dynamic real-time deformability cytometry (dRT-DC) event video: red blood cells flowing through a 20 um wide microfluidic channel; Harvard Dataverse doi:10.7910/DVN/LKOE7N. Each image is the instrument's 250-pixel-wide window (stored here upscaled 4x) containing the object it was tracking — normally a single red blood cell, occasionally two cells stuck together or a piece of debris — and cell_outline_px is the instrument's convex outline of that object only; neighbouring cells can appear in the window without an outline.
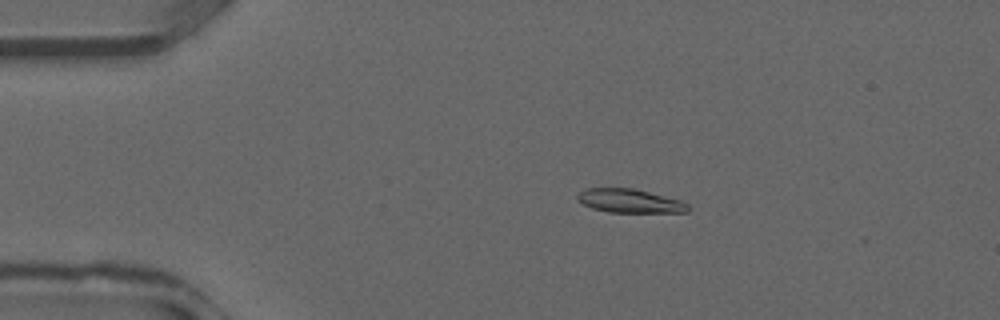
{"species": "common noctule bat (a hibernating species)", "species_latin": "Nyctalus noctula", "temperature_condition": "warm", "stored_images_in_passage": 33, "camera_frame_rate_fps": 3000, "um_per_image_px": 0.085, "animal": {"sex": "male", "forearm_length_mm": 52.5}, "frame": {"image": 1, "passage_image": 4, "time_ms": 1.0, "image_size_px": [1000, 320], "cell_outline_px": [[676, 212], [616, 212], [596, 208], [588, 204], [600, 188], [624, 188], [644, 192], [672, 200]], "centroid_in_image_um": [53.58, 17.11], "position_along_channel_um": 31.4, "area_um2": 11.5}}
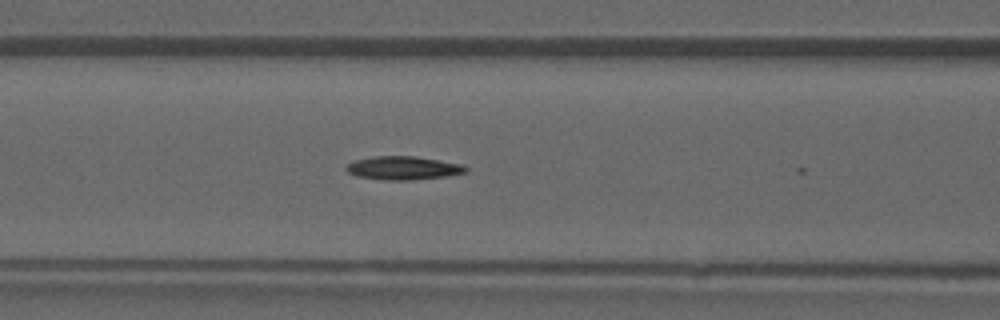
{"frame": {"image": 2, "passage_image": 12, "time_ms": 3.667, "image_size_px": [1000, 320], "cell_outline_px": [[464, 168], [460, 172], [432, 176], [368, 176], [352, 172], [348, 168], [352, 164], [364, 160], [392, 156], [400, 156], [428, 160], [448, 164]], "centroid_in_image_um": [34.2, 14.22], "position_along_channel_um": 132.4, "area_um2": 12.14}}
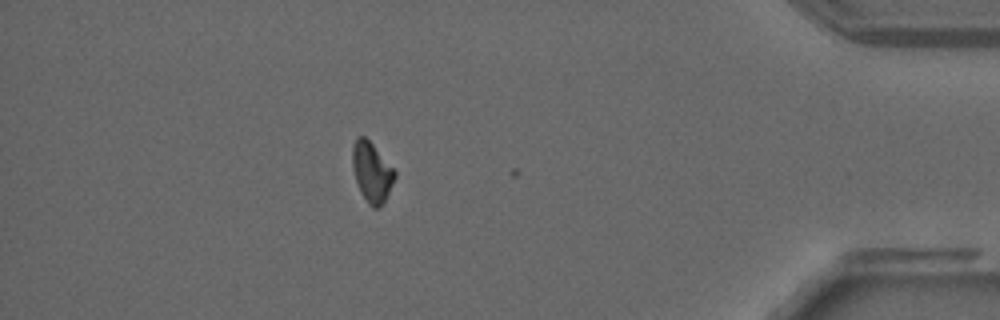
{"frame": {"image": 3, "passage_image": 29, "time_ms": 9.333, "image_size_px": [1000, 320], "cell_outline_px": [[392, 180], [380, 204], [372, 204], [368, 200], [356, 176], [356, 144], [360, 136], [368, 140], [392, 168]], "centroid_in_image_um": [31.64, 14.57], "position_along_channel_um": 403.6, "area_um2": 11.85}}